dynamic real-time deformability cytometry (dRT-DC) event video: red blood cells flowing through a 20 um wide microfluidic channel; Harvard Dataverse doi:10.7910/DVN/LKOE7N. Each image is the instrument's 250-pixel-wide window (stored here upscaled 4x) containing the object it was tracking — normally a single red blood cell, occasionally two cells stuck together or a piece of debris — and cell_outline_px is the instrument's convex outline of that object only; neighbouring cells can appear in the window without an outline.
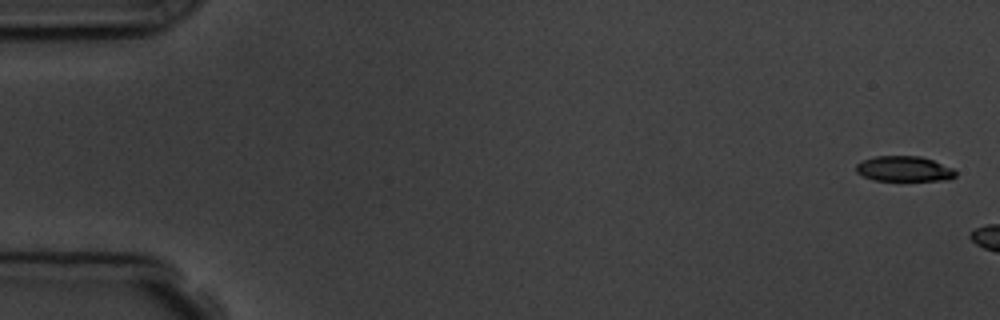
{"species": "common noctule bat (a hibernating species)", "species_latin": "Nyctalus noctula", "temperature_condition": "room temperature", "stored_images_in_passage": 3, "camera_frame_rate_fps": 3000, "um_per_image_px": 0.085, "animal": {"sex": "male", "body_mass_g": 19.5, "forearm_length_mm": 54.6}, "frame": {"image": 1, "passage_image": 1, "time_ms": 0.0, "image_size_px": [1000, 320], "cell_outline_px": [[956, 176], [948, 180], [872, 180], [856, 172], [856, 164], [864, 160], [876, 156], [920, 156], [932, 160], [952, 168], [956, 172]], "centroid_in_image_um": [76.84, 14.35], "position_along_channel_um": 8.2, "area_um2": 14.51}}